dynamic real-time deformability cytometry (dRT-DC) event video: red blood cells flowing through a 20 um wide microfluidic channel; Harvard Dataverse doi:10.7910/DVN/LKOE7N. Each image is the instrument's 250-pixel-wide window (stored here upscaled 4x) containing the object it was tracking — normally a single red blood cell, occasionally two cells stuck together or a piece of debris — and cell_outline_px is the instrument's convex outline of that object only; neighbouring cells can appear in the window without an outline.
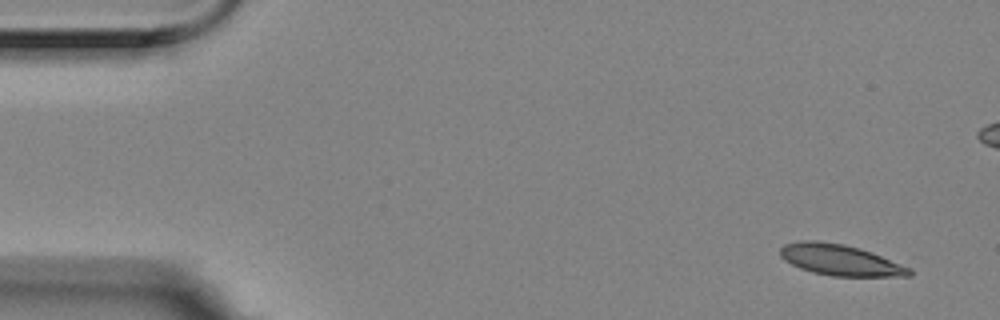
{"species": "Egyptian fruit bat (a non-hibernating species)", "species_latin": "Rousettus aegyptiacus", "temperature_condition": "room temperature", "stored_images_in_passage": 4, "segment_of_instrument_passage": [2, 2], "camera_frame_rate_fps": 3000, "um_per_image_px": 0.085, "animal": {"sex": "female"}, "frame": {"image": 1, "passage_image": 4, "time_ms": 1.0, "image_size_px": [1000, 320], "cell_outline_px": [[912, 276], [832, 276], [812, 272], [800, 268], [784, 260], [780, 256], [780, 248], [784, 244], [800, 240], [816, 240], [844, 244], [860, 248], [872, 252], [912, 268]], "centroid_in_image_um": [71.42, 22.09], "position_along_channel_um": 13.6, "area_um2": 23.47}}